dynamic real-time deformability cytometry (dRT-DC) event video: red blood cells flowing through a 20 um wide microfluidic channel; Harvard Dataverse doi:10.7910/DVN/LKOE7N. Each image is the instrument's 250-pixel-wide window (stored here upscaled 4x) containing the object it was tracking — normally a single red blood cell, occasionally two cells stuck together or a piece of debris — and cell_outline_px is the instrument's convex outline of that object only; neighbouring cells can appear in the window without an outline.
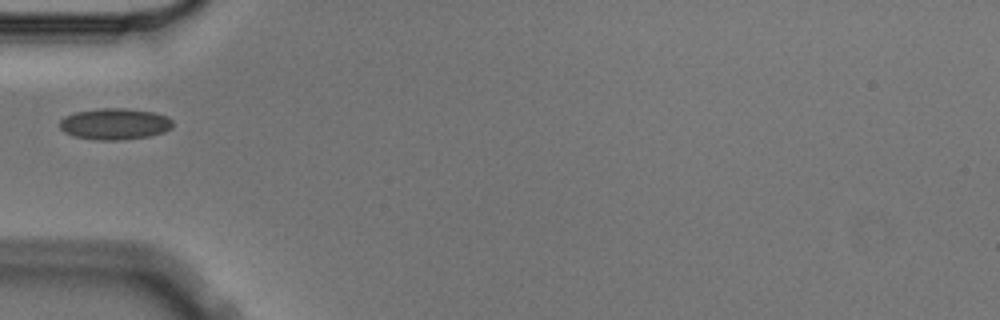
{"species": "Egyptian fruit bat (a non-hibernating species)", "species_latin": "Rousettus aegyptiacus", "temperature_condition": "cold", "stored_images_in_passage": 1, "camera_frame_rate_fps": 3000, "um_per_image_px": 0.085, "animal": {"sex": "male"}, "frame": {"image": 1, "passage_image": 1, "time_ms": 0.0, "image_size_px": [1000, 320], "cell_outline_px": [[172, 128], [164, 132], [148, 136], [124, 140], [96, 140], [72, 136], [64, 132], [60, 128], [60, 120], [64, 116], [76, 112], [100, 108], [124, 108], [156, 112], [168, 116], [172, 120]], "centroid_in_image_um": [9.76, 10.53], "position_along_channel_um": 75.2, "area_um2": 20.87}}